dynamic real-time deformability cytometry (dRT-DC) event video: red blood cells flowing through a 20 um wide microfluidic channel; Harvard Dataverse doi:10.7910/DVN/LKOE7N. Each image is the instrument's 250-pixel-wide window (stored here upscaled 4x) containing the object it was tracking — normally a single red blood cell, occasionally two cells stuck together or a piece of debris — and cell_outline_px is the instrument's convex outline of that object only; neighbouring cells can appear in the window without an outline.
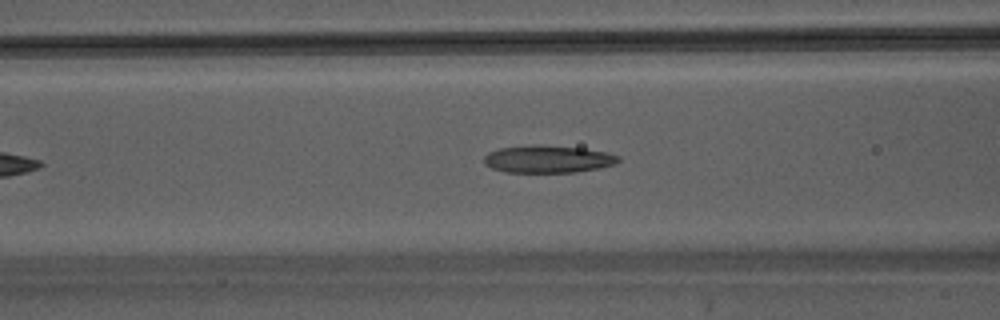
{"species": "Egyptian fruit bat (a non-hibernating species)", "species_latin": "Rousettus aegyptiacus", "temperature_condition": "warm", "stored_images_in_passage": 31, "camera_frame_rate_fps": 3000, "um_per_image_px": 0.085, "animal": {"sex": "male"}, "frame": {"image": 1, "passage_image": 7, "time_ms": 2.0, "image_size_px": [1000, 320], "cell_outline_px": [[620, 160], [616, 164], [600, 168], [576, 172], [504, 172], [492, 168], [484, 164], [484, 156], [488, 152], [500, 148], [532, 144], [540, 144], [584, 148], [604, 152], [620, 156]], "centroid_in_image_um": [46.57, 13.51], "position_along_channel_um": 120.0, "area_um2": 21.73}}
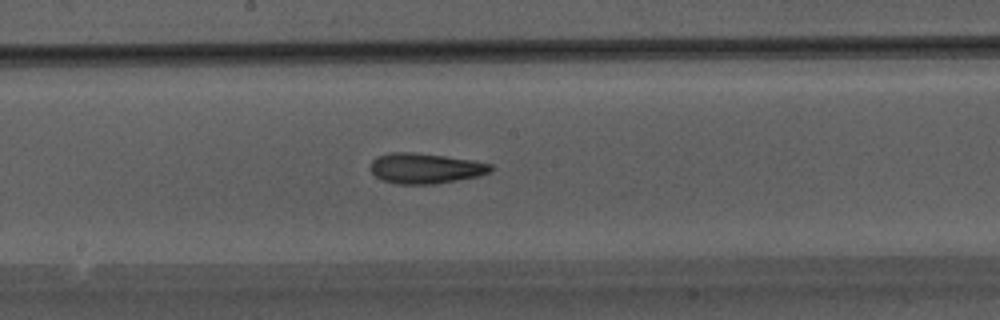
{"frame": {"image": 2, "passage_image": 13, "time_ms": 4.0, "image_size_px": [1000, 320], "cell_outline_px": [[492, 172], [480, 176], [436, 184], [396, 184], [384, 180], [376, 176], [372, 172], [372, 160], [376, 156], [388, 152], [412, 152], [444, 156], [472, 160], [492, 164]], "centroid_in_image_um": [36.18, 14.31], "position_along_channel_um": 212.0, "area_um2": 21.33}}
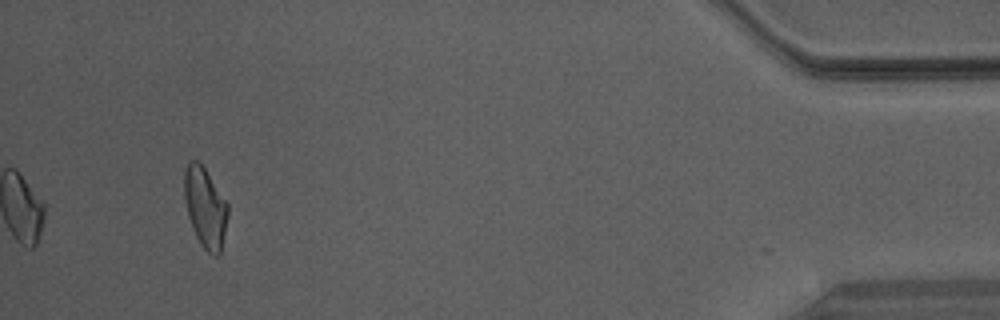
{"frame": {"image": 3, "passage_image": 31, "time_ms": 10.0, "image_size_px": [1000, 320], "cell_outline_px": [[228, 216], [220, 252], [216, 256], [212, 256], [200, 244], [192, 228], [188, 216], [184, 196], [184, 168], [188, 160], [200, 160], [228, 204]], "centroid_in_image_um": [17.42, 17.59], "position_along_channel_um": 417.8, "area_um2": 20.52}}